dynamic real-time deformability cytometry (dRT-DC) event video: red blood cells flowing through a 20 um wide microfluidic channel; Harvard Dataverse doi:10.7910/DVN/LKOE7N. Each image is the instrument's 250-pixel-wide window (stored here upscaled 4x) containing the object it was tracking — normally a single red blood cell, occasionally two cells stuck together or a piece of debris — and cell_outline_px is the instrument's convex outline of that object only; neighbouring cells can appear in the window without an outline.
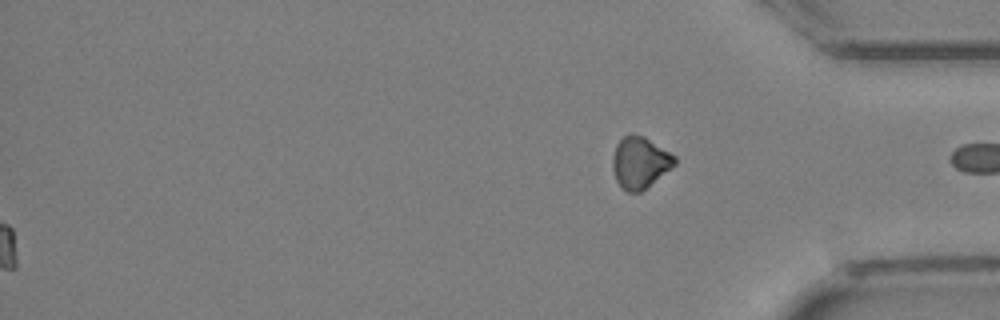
{"species": "Egyptian fruit bat (a non-hibernating species)", "species_latin": "Rousettus aegyptiacus", "temperature_condition": "cold", "stored_images_in_passage": 34, "segment_of_instrument_passage": [2, 2], "camera_frame_rate_fps": 3000, "um_per_image_px": 0.085, "animal": {"sex": "female"}, "frame": {"image": 1, "passage_image": 34, "time_ms": 11.0, "image_size_px": [1000, 320], "cell_outline_px": [[676, 164], [640, 192], [628, 192], [616, 180], [612, 168], [612, 156], [616, 144], [624, 136], [632, 132], [644, 136], [676, 156]], "centroid_in_image_um": [54.38, 13.78], "position_along_channel_um": 380.8, "area_um2": 18.55}}